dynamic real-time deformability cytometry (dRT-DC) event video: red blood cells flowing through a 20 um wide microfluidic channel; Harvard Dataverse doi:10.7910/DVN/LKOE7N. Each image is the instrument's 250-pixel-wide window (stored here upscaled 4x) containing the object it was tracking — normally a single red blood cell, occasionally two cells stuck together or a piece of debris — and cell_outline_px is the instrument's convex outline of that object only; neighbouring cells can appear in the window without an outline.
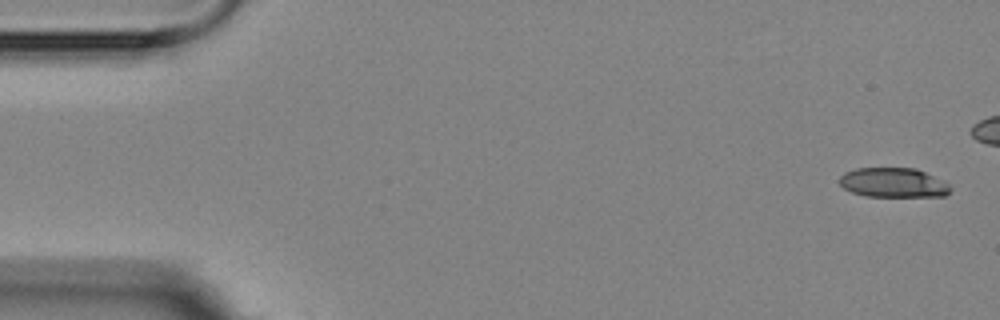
{"species": "Egyptian fruit bat (a non-hibernating species)", "species_latin": "Rousettus aegyptiacus", "temperature_condition": "room temperature", "stored_images_in_passage": 10, "segment_of_instrument_passage": [1, 2], "camera_frame_rate_fps": 3000, "um_per_image_px": 0.085, "animal": {"sex": "female"}, "frame": {"image": 1, "passage_image": 1, "time_ms": 0.0, "image_size_px": [1000, 320], "cell_outline_px": [[952, 188], [944, 196], [864, 196], [852, 192], [844, 188], [840, 184], [840, 176], [844, 172], [856, 168], [916, 168], [948, 184]], "centroid_in_image_um": [75.89, 15.52], "position_along_channel_um": 9.1, "area_um2": 18.9}}
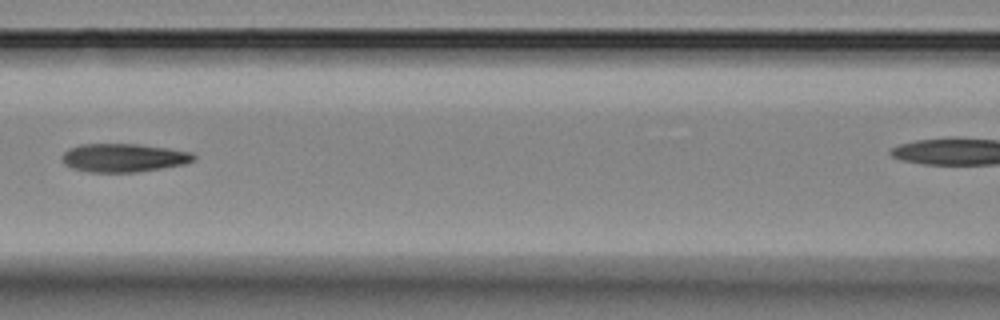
{"frame": {"image": 2, "passage_image": 7, "time_ms": 7.667, "image_size_px": [1000, 320], "cell_outline_px": [[196, 160], [184, 164], [136, 172], [88, 172], [72, 168], [64, 164], [60, 160], [60, 156], [68, 148], [80, 144], [140, 144], [168, 148], [192, 152], [196, 156]], "centroid_in_image_um": [10.47, 13.4], "position_along_channel_um": 156.1, "area_um2": 22.02}}
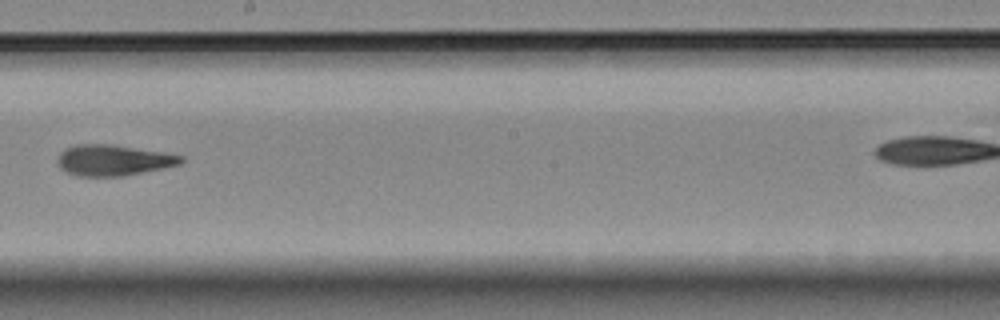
{"frame": {"image": 3, "passage_image": 9, "time_ms": 10.0, "image_size_px": [1000, 320], "cell_outline_px": [[184, 160], [180, 164], [124, 176], [80, 176], [68, 172], [60, 168], [60, 152], [76, 144], [112, 144], [184, 156]], "centroid_in_image_um": [9.65, 13.62], "position_along_channel_um": 238.5, "area_um2": 21.73}}